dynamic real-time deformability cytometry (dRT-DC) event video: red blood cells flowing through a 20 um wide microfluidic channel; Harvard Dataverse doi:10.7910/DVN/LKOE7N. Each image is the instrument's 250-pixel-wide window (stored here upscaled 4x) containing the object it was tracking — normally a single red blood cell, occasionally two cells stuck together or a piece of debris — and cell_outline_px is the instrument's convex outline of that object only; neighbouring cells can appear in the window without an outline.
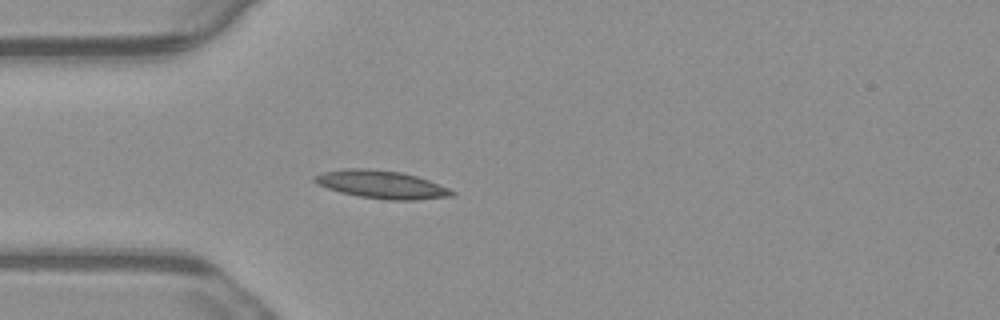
{"species": "common noctule bat (a hibernating species)", "species_latin": "Nyctalus noctula", "temperature_condition": "warm", "stored_images_in_passage": 3, "camera_frame_rate_fps": 3000, "um_per_image_px": 0.085, "animal": {"sex": "male", "body_mass_g": 23.1, "forearm_length_mm": 52.7}, "frame": {"image": 1, "passage_image": 3, "time_ms": 0.667, "image_size_px": [1000, 320], "cell_outline_px": [[456, 192], [452, 196], [416, 200], [388, 200], [360, 196], [340, 192], [316, 184], [312, 180], [312, 176], [324, 172], [348, 168], [368, 168], [400, 172], [416, 176], [428, 180], [448, 188]], "centroid_in_image_um": [32.4, 15.68], "position_along_channel_um": 52.6, "area_um2": 22.25}}